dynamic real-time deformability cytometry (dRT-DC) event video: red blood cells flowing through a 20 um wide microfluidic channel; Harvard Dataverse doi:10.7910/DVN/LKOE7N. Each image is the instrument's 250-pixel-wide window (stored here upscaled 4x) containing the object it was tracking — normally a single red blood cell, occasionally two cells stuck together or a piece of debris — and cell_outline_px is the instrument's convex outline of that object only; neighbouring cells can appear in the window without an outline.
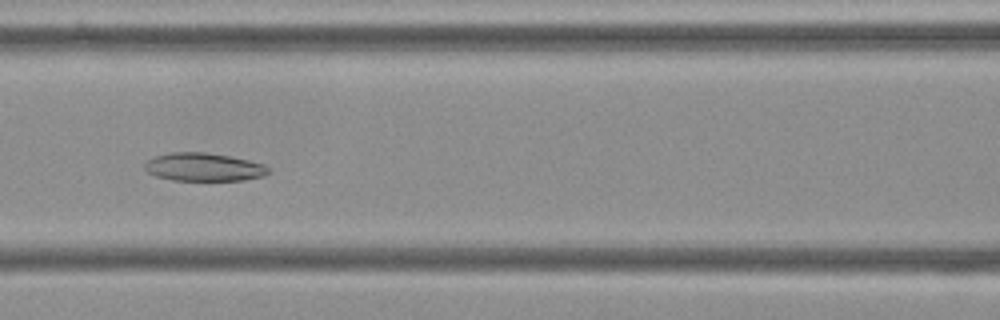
{"species": "Egyptian fruit bat (a non-hibernating species)", "species_latin": "Rousettus aegyptiacus", "temperature_condition": "cold", "stored_images_in_passage": 55, "camera_frame_rate_fps": 3000, "um_per_image_px": 0.085, "frame": {"image": 1, "passage_image": 24, "time_ms": 7.667, "image_size_px": [1000, 320], "cell_outline_px": [[268, 172], [264, 176], [244, 180], [172, 180], [156, 176], [148, 172], [144, 168], [144, 164], [148, 160], [156, 156], [172, 152], [204, 152], [228, 156], [248, 160], [264, 164], [268, 168]], "centroid_in_image_um": [17.31, 14.2], "position_along_channel_um": 149.3, "area_um2": 20.11}}
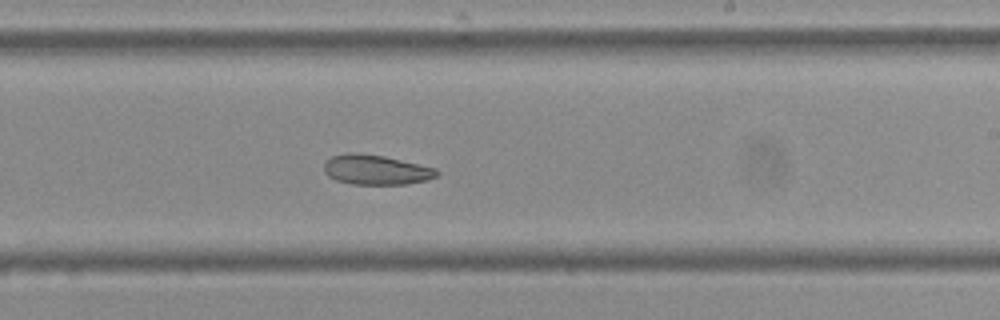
{"frame": {"image": 2, "passage_image": 33, "time_ms": 10.667, "image_size_px": [1000, 320], "cell_outline_px": [[440, 172], [436, 176], [428, 180], [404, 184], [352, 184], [336, 180], [328, 176], [324, 172], [324, 160], [332, 156], [348, 152], [356, 152], [384, 156], [436, 168]], "centroid_in_image_um": [31.93, 14.42], "position_along_channel_um": 257.1, "area_um2": 19.71}}
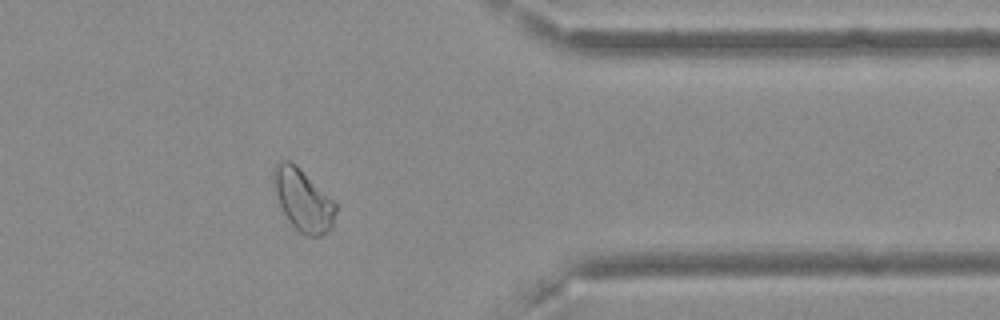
{"frame": {"image": 3, "passage_image": 45, "time_ms": 14.667, "image_size_px": [1000, 320], "cell_outline_px": [[336, 212], [332, 228], [328, 232], [320, 236], [308, 236], [300, 232], [288, 220], [280, 204], [276, 192], [272, 172], [272, 168], [280, 160], [288, 160], [332, 200], [336, 204]], "centroid_in_image_um": [25.75, 17.05], "position_along_channel_um": 385.6, "area_um2": 21.56}, "authors_computed_cell_mechanics": {"area_um2": 23.698, "velocity_mm_per_s": 3.6025, "shape_relaxation_time_tau1_ms": null, "shape_relaxation_time_tau2_ms": 5.9836, "deformation_change_tau1": null, "deformation_change_tau2": 0.108}}